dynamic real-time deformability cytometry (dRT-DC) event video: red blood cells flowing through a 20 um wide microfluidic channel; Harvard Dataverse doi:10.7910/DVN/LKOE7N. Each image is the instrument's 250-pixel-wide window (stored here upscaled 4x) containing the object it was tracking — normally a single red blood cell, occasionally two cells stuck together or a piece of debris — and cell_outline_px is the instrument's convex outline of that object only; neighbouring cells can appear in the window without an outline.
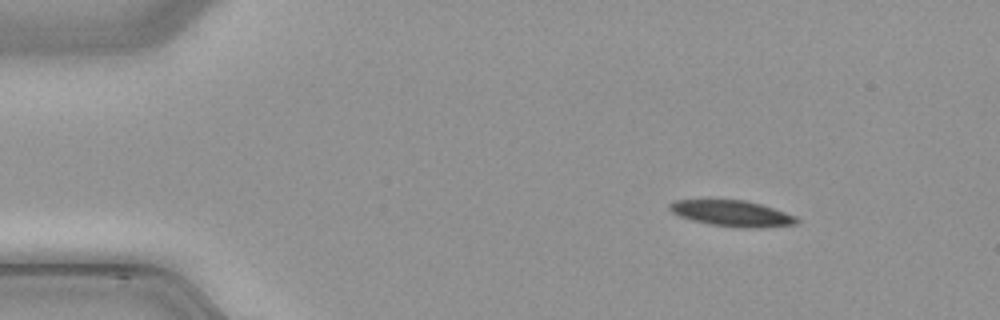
{"species": "common noctule bat (a hibernating species)", "species_latin": "Nyctalus noctula", "temperature_condition": "cold", "stored_images_in_passage": 17, "camera_frame_rate_fps": 3000, "um_per_image_px": 0.085, "animal": {"sex": "male", "body_mass_g": 21.5, "forearm_length_mm": 52.0}, "frame": {"image": 1, "passage_image": 6, "time_ms": 1.667, "image_size_px": [1000, 320], "cell_outline_px": [[800, 220], [796, 224], [760, 228], [740, 228], [712, 224], [692, 220], [680, 216], [672, 212], [668, 208], [668, 204], [676, 200], [744, 200], [760, 204], [796, 216]], "centroid_in_image_um": [62.23, 18.14], "position_along_channel_um": 22.8, "area_um2": 19.07}}